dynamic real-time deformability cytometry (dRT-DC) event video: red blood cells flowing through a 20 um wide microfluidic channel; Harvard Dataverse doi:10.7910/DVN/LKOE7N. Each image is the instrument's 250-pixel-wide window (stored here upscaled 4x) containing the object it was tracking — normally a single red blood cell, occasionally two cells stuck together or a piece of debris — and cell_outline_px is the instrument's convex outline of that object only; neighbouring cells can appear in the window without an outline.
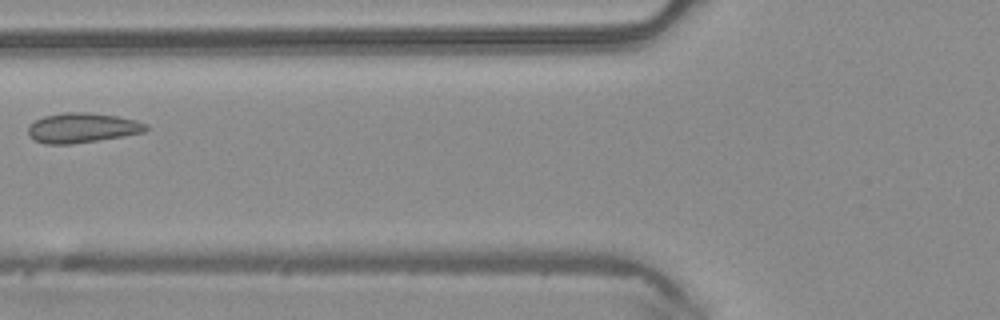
{"species": "common noctule bat (a hibernating species)", "species_latin": "Nyctalus noctula", "temperature_condition": "warm", "stored_images_in_passage": 5, "camera_frame_rate_fps": 3000, "um_per_image_px": 0.085, "animal": {"sex": "male", "body_mass_g": 20.4}, "frame": {"image": 1, "passage_image": 5, "time_ms": 1.333, "image_size_px": [1000, 320], "cell_outline_px": [[148, 128], [144, 132], [124, 136], [72, 144], [44, 144], [28, 136], [28, 124], [44, 116], [64, 112], [88, 112], [116, 116], [136, 120], [148, 124]], "centroid_in_image_um": [6.98, 10.86], "position_along_channel_um": 118.8, "area_um2": 20.58}}